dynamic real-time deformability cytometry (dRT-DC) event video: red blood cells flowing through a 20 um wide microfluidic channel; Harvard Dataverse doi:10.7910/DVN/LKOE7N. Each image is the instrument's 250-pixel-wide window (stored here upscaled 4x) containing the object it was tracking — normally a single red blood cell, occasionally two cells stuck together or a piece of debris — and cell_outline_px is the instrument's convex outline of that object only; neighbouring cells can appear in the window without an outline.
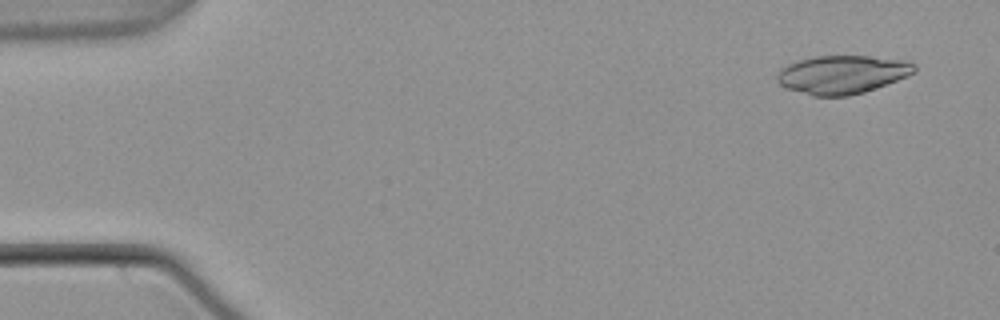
{"species": "common noctule bat (a hibernating species)", "species_latin": "Nyctalus noctula", "temperature_condition": "warm", "stored_images_in_passage": 53, "camera_frame_rate_fps": 3000, "um_per_image_px": 0.085, "animal": {"sex": "male", "body_mass_g": 21.5, "forearm_length_mm": 52.0}, "frame": {"image": 1, "passage_image": 3, "time_ms": 0.667, "image_size_px": [1000, 320], "cell_outline_px": [[916, 72], [908, 76], [864, 92], [848, 96], [812, 96], [784, 88], [776, 80], [776, 76], [780, 68], [788, 64], [800, 60], [816, 56], [868, 56], [904, 60], [916, 64]], "centroid_in_image_um": [71.57, 6.34], "position_along_channel_um": 13.4, "area_um2": 30.81}}
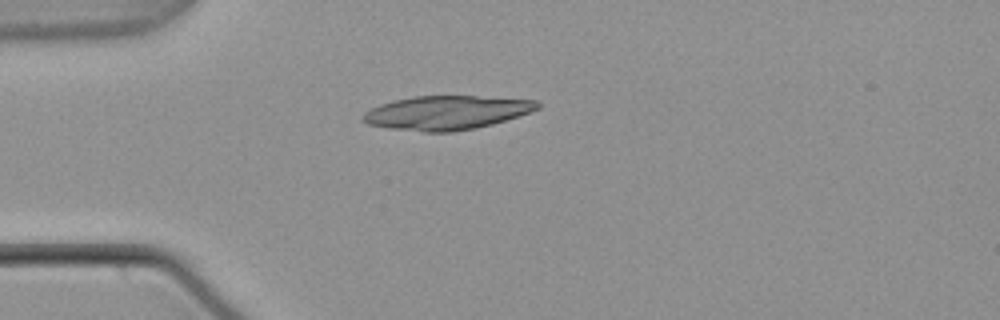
{"frame": {"image": 2, "passage_image": 14, "time_ms": 4.333, "image_size_px": [1000, 320], "cell_outline_px": [[540, 108], [532, 112], [520, 116], [492, 124], [476, 128], [452, 132], [424, 132], [392, 128], [368, 124], [360, 120], [360, 116], [364, 112], [380, 104], [412, 96], [476, 96], [536, 100], [540, 104]], "centroid_in_image_um": [37.97, 9.58], "position_along_channel_um": 47.0, "area_um2": 34.56}}
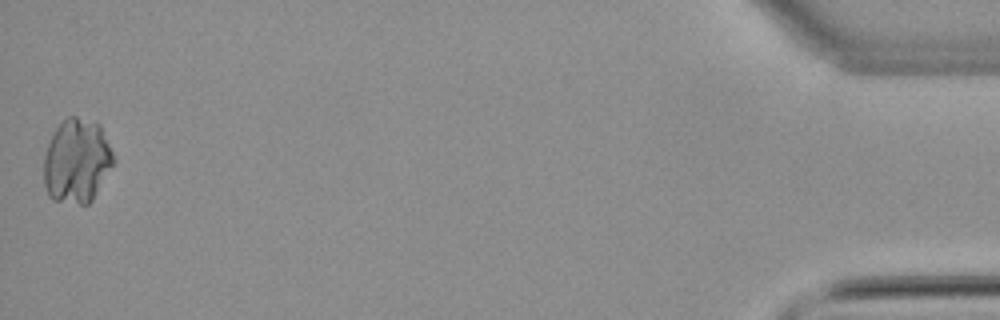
{"frame": {"image": 3, "passage_image": 53, "time_ms": 17.333, "image_size_px": [1000, 320], "cell_outline_px": [[116, 160], [92, 200], [88, 204], [80, 204], [52, 200], [48, 196], [44, 184], [44, 156], [48, 144], [56, 128], [68, 116], [76, 116], [100, 124]], "centroid_in_image_um": [6.53, 13.69], "position_along_channel_um": 428.7, "area_um2": 34.22}}